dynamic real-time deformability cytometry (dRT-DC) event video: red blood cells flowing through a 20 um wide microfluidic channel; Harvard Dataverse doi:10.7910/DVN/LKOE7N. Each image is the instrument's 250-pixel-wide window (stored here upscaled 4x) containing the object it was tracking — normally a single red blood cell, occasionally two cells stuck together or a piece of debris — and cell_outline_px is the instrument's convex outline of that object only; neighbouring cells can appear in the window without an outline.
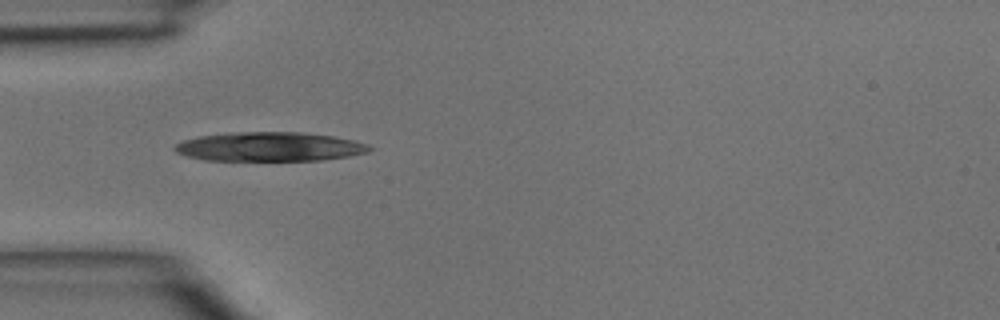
{"species": "common noctule bat (a hibernating species)", "species_latin": "Nyctalus noctula", "temperature_condition": "room temperature", "stored_images_in_passage": 4, "camera_frame_rate_fps": 3000, "um_per_image_px": 0.085, "animal": {"sex": "male", "body_mass_g": 15.6}, "frame": {"image": 1, "passage_image": 4, "time_ms": 1.0, "image_size_px": [1000, 320], "cell_outline_px": [[376, 148], [368, 152], [348, 156], [320, 160], [204, 160], [188, 156], [176, 152], [172, 148], [176, 144], [184, 140], [200, 136], [236, 132], [300, 132], [332, 136], [352, 140], [368, 144]], "centroid_in_image_um": [22.93, 12.47], "position_along_channel_um": 62.1, "area_um2": 32.89}}